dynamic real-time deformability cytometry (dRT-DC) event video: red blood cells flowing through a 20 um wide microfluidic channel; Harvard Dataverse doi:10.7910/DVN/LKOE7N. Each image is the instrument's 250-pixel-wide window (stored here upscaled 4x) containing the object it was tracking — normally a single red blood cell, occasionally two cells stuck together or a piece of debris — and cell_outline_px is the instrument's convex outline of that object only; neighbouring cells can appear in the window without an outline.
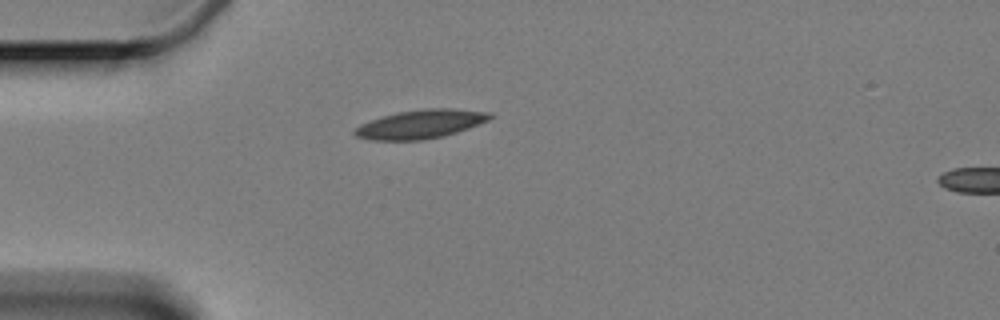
{"species": "Egyptian fruit bat (a non-hibernating species)", "species_latin": "Rousettus aegyptiacus", "temperature_condition": "cold", "stored_images_in_passage": 2, "segment_of_instrument_passage": [1, 2], "camera_frame_rate_fps": 3000, "um_per_image_px": 0.085, "animal": {"sex": "female"}, "frame": {"image": 1, "passage_image": 1, "time_ms": 0.0, "image_size_px": [1000, 320], "cell_outline_px": [[492, 116], [488, 120], [468, 128], [444, 136], [420, 140], [372, 140], [356, 136], [352, 132], [360, 124], [396, 112], [424, 108], [456, 108], [488, 112]], "centroid_in_image_um": [35.74, 10.54], "position_along_channel_um": 49.3, "area_um2": 22.48}}